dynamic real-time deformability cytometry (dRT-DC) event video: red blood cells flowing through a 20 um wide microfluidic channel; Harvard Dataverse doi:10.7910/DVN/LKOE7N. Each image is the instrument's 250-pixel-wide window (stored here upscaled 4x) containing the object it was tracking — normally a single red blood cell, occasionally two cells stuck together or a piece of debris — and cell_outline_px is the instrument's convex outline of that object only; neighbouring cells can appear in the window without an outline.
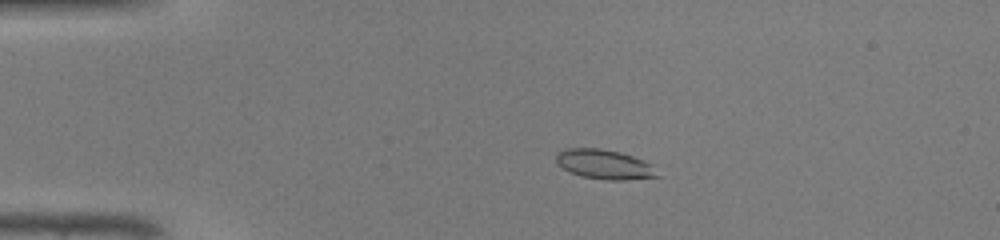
{"species": "common noctule bat (a hibernating species)", "species_latin": "Nyctalus noctula", "temperature_condition": "warm", "stored_images_in_passage": 47, "camera_frame_rate_fps": 3000, "um_per_image_px": 0.085, "animal": {"sex": "male", "body_mass_g": 19.0, "forearm_length_mm": 50.8}, "frame": {"image": 1, "passage_image": 10, "time_ms": 3.0, "image_size_px": [1000, 240], "cell_outline_px": [[660, 176], [624, 180], [608, 180], [580, 176], [568, 172], [556, 164], [556, 152], [564, 148], [600, 148], [620, 152], [632, 156], [652, 164]], "centroid_in_image_um": [51.32, 13.96], "position_along_channel_um": 33.7, "area_um2": 17.63}}
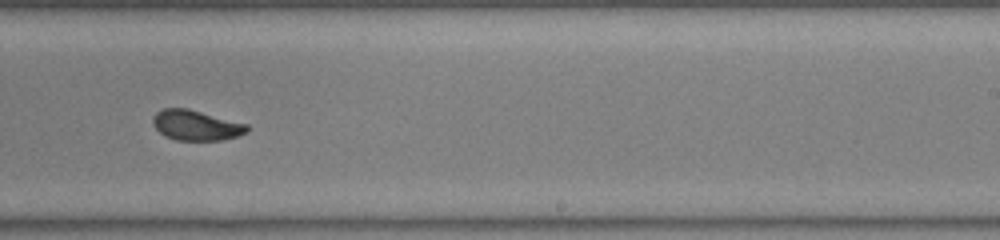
{"frame": {"image": 2, "passage_image": 30, "time_ms": 9.667, "image_size_px": [1000, 240], "cell_outline_px": [[248, 132], [224, 140], [176, 140], [164, 136], [152, 124], [152, 120], [156, 112], [164, 108], [188, 108], [248, 124]], "centroid_in_image_um": [16.66, 10.65], "position_along_channel_um": 272.3, "area_um2": 16.65}}
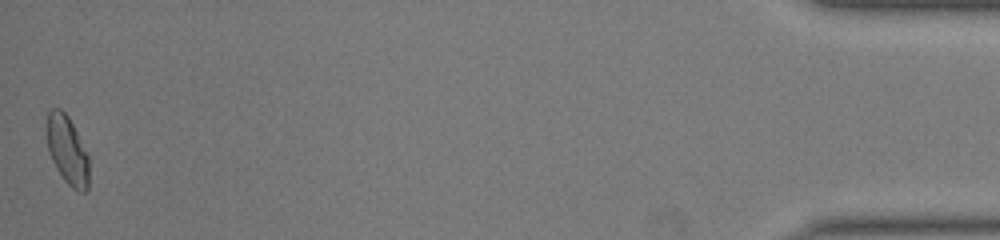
{"frame": {"image": 3, "passage_image": 47, "time_ms": 15.333, "image_size_px": [1000, 240], "cell_outline_px": [[88, 188], [84, 192], [76, 192], [64, 180], [56, 168], [48, 152], [48, 112], [52, 108], [60, 108], [68, 116], [88, 152]], "centroid_in_image_um": [5.75, 12.8], "position_along_channel_um": 429.5, "area_um2": 16.76}, "authors_computed_cell_mechanics": {"area_um2": 17.1666, "velocity_mm_per_s": 4.3452, "shape_relaxation_time_tau1_ms": 2.5238, "shape_relaxation_time_tau2_ms": 1.0346, "deformation_change_tau1": 0.1309, "deformation_change_tau2": 0.0587}}